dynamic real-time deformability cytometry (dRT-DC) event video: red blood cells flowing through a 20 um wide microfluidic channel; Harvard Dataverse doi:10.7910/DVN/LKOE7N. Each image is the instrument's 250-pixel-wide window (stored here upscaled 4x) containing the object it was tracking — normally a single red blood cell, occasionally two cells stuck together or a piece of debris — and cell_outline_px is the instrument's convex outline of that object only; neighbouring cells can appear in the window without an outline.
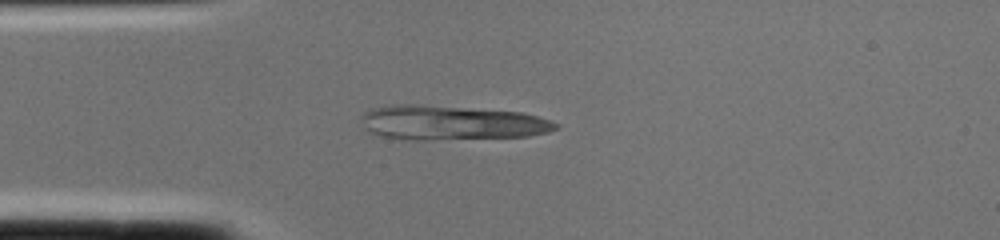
{"species": "common noctule bat (a hibernating species)", "species_latin": "Nyctalus noctula", "temperature_condition": "cold", "stored_images_in_passage": 1, "camera_frame_rate_fps": 3000, "um_per_image_px": 0.085, "animal": {"sex": "female", "body_mass_g": 22.0, "forearm_length_mm": 56.7}, "frame": {"image": 1, "passage_image": 1, "time_ms": 0.0, "image_size_px": [1000, 240], "cell_outline_px": [[560, 128], [548, 132], [528, 136], [424, 140], [404, 140], [380, 136], [368, 132], [364, 128], [360, 116], [364, 112], [372, 108], [388, 104], [408, 104], [520, 112], [536, 116], [560, 124]], "centroid_in_image_um": [38.29, 10.44], "position_along_channel_um": 46.7, "area_um2": 39.07}}